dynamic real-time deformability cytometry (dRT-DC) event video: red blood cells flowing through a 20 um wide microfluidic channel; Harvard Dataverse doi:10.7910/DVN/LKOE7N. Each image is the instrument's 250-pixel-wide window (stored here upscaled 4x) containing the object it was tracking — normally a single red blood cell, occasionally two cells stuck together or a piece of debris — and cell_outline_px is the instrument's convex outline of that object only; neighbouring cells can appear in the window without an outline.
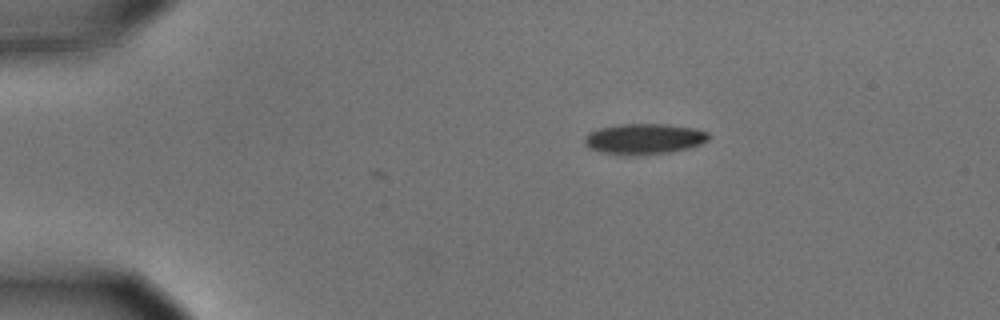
{"species": "common noctule bat (a hibernating species)", "species_latin": "Nyctalus noctula", "temperature_condition": "cold", "stored_images_in_passage": 3, "camera_frame_rate_fps": 3000, "um_per_image_px": 0.085, "animal": {"sex": "male", "body_mass_g": 15.6}, "frame": {"image": 1, "passage_image": 3, "time_ms": 0.667, "image_size_px": [1000, 320], "cell_outline_px": [[712, 136], [708, 140], [700, 144], [688, 148], [668, 152], [636, 156], [600, 152], [584, 144], [584, 136], [588, 132], [600, 128], [620, 124], [668, 124], [696, 128], [708, 132]], "centroid_in_image_um": [54.77, 11.8], "position_along_channel_um": 30.2, "area_um2": 22.31}}